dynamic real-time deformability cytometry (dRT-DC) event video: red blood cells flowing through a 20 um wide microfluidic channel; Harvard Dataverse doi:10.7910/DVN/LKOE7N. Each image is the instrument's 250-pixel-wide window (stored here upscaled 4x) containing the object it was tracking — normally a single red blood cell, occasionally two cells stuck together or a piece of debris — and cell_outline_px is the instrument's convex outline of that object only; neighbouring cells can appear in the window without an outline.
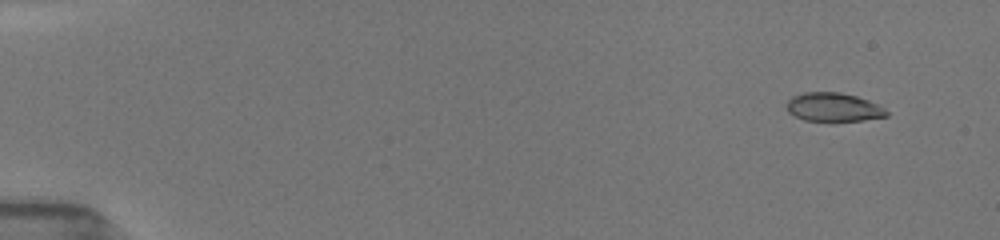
{"species": "common noctule bat (a hibernating species)", "species_latin": "Nyctalus noctula", "temperature_condition": "room temperature", "stored_images_in_passage": 52, "segment_of_instrument_passage": [1, 2], "camera_frame_rate_fps": 3000, "um_per_image_px": 0.085, "animal": {"sex": "female", "body_mass_g": 19.5, "forearm_length_mm": 54.1}, "frame": {"image": 1, "passage_image": 4, "time_ms": 1.0, "image_size_px": [1000, 240], "cell_outline_px": [[888, 116], [864, 120], [804, 120], [788, 112], [788, 100], [792, 96], [804, 92], [840, 92], [856, 96], [868, 100], [884, 108], [888, 112]], "centroid_in_image_um": [70.85, 9.1], "position_along_channel_um": 14.1, "area_um2": 16.42}}
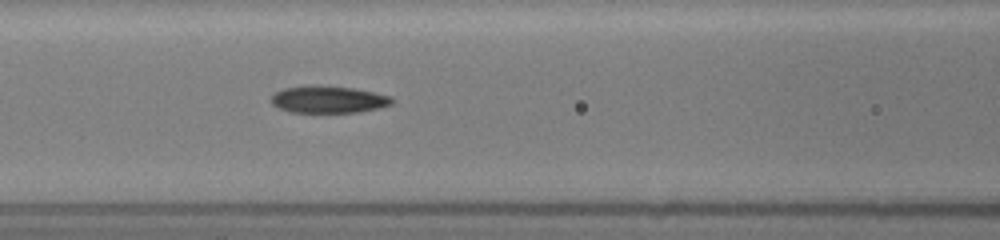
{"frame": {"image": 2, "passage_image": 22, "time_ms": 7.667, "image_size_px": [1000, 240], "cell_outline_px": [[392, 104], [380, 108], [356, 112], [292, 112], [280, 108], [272, 104], [272, 96], [276, 92], [284, 88], [312, 84], [316, 84], [352, 88], [392, 96]], "centroid_in_image_um": [27.92, 8.44], "position_along_channel_um": 138.7, "area_um2": 19.02}}
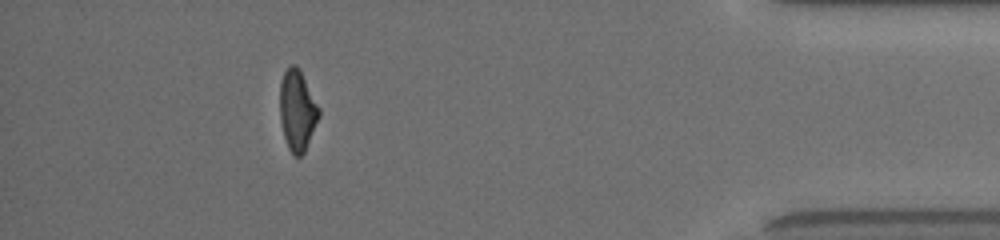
{"frame": {"image": 3, "passage_image": 46, "time_ms": 15.667, "image_size_px": [1000, 240], "cell_outline_px": [[320, 116], [304, 152], [300, 156], [296, 156], [288, 148], [284, 136], [280, 120], [280, 84], [284, 72], [288, 64], [296, 64], [300, 68], [320, 108]], "centroid_in_image_um": [25.28, 9.33], "position_along_channel_um": 409.9, "area_um2": 18.5}}